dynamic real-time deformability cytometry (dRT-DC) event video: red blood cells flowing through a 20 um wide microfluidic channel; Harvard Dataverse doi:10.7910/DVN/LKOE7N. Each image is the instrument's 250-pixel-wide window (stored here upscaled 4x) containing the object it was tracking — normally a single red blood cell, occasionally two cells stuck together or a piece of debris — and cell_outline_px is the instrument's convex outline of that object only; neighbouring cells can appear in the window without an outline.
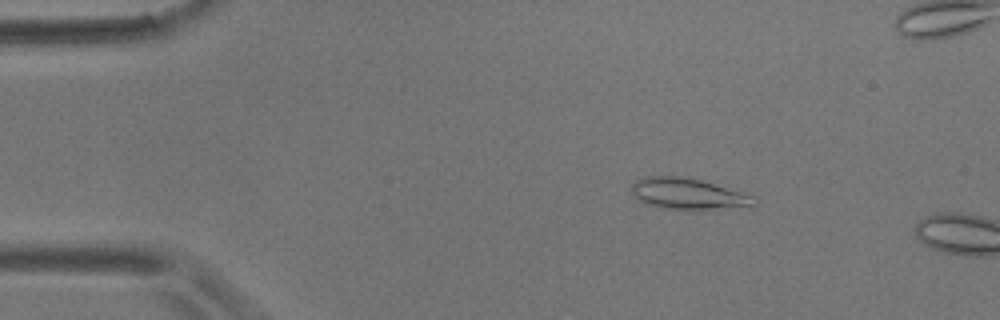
{"species": "common noctule bat (a hibernating species)", "species_latin": "Nyctalus noctula", "temperature_condition": "room temperature", "stored_images_in_passage": 12, "camera_frame_rate_fps": 3000, "um_per_image_px": 0.085, "animal": {"sex": "male", "body_mass_g": 17.9}, "frame": {"image": 1, "passage_image": 9, "time_ms": 2.667, "image_size_px": [1000, 320], "cell_outline_px": [[756, 204], [752, 208], [660, 208], [644, 204], [632, 192], [632, 184], [636, 180], [644, 176], [680, 176], [700, 180], [756, 196]], "centroid_in_image_um": [58.52, 16.47], "position_along_channel_um": 26.5, "area_um2": 22.08}}